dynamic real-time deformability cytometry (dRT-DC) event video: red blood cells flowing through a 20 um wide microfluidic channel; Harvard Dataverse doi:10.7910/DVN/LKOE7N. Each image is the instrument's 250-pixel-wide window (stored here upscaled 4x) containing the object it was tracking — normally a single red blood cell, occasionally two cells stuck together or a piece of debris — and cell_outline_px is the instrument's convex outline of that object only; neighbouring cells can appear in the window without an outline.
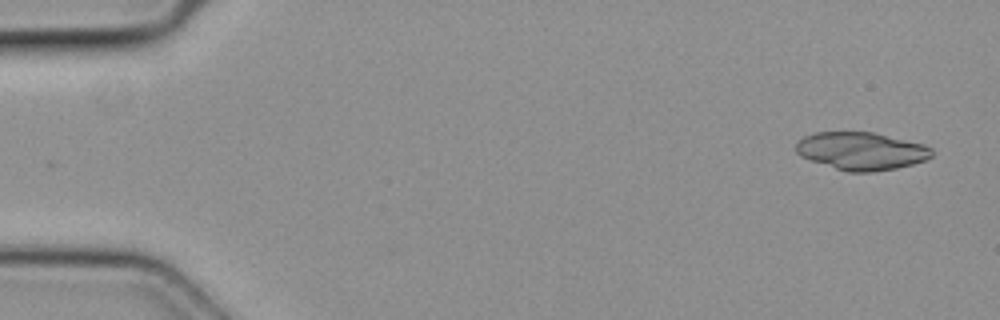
{"species": "common noctule bat (a hibernating species)", "species_latin": "Nyctalus noctula", "temperature_condition": "cold", "stored_images_in_passage": 47, "segment_of_instrument_passage": [1, 2], "camera_frame_rate_fps": 3000, "um_per_image_px": 0.085, "animal": {"sex": "female", "body_mass_g": 19.3, "forearm_length_mm": 54.1}, "frame": {"image": 1, "passage_image": 1, "time_ms": 0.0, "image_size_px": [1000, 320], "cell_outline_px": [[932, 156], [924, 160], [912, 164], [896, 168], [872, 172], [848, 172], [800, 156], [796, 152], [796, 144], [804, 136], [816, 132], [872, 132], [924, 144], [932, 148]], "centroid_in_image_um": [73.22, 12.83], "position_along_channel_um": 11.8, "area_um2": 29.59}}